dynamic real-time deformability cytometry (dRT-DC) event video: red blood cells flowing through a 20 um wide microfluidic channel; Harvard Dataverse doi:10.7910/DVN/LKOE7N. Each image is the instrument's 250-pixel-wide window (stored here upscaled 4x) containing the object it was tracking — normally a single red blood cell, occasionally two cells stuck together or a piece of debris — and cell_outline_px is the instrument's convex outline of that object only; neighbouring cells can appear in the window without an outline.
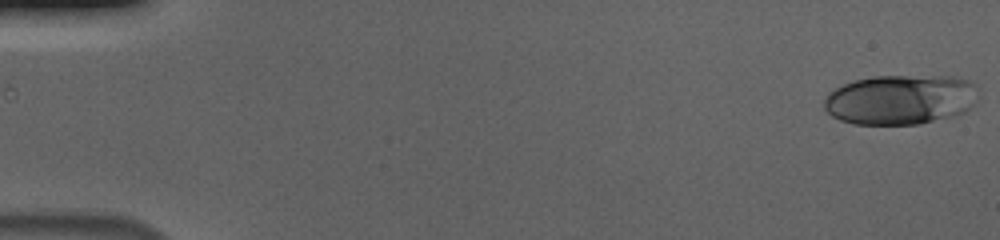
{"species": "human", "species_latin": "Homo sapiens", "temperature_condition": "cold", "stored_images_in_passage": 51, "camera_frame_rate_fps": 3000, "um_per_image_px": 0.085, "donor": {"sex": "male"}, "frame": {"image": 1, "passage_image": 1, "time_ms": 0.0, "image_size_px": [1000, 240], "cell_outline_px": [[980, 96], [976, 104], [964, 112], [920, 124], [852, 124], [840, 120], [832, 116], [824, 108], [824, 100], [828, 92], [844, 84], [856, 80], [872, 76], [956, 76], [968, 80], [976, 84]], "centroid_in_image_um": [76.58, 8.45], "position_along_channel_um": 8.4, "area_um2": 45.26}}
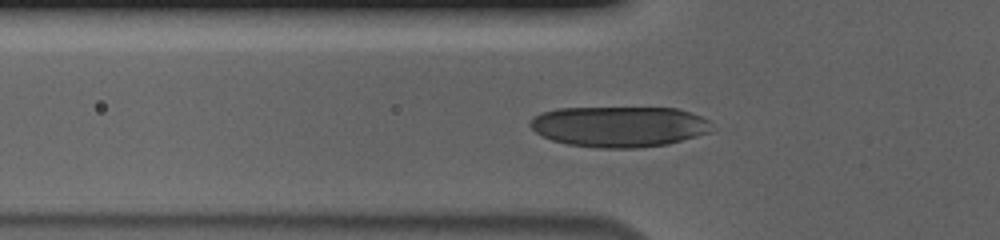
{"frame": {"image": 2, "passage_image": 19, "time_ms": 6.0, "image_size_px": [1000, 240], "cell_outline_px": [[712, 132], [668, 144], [640, 148], [596, 148], [568, 144], [552, 140], [536, 132], [528, 124], [532, 116], [540, 112], [556, 108], [676, 108], [700, 116], [708, 120]], "centroid_in_image_um": [52.6, 10.76], "position_along_channel_um": 73.2, "area_um2": 43.23}}
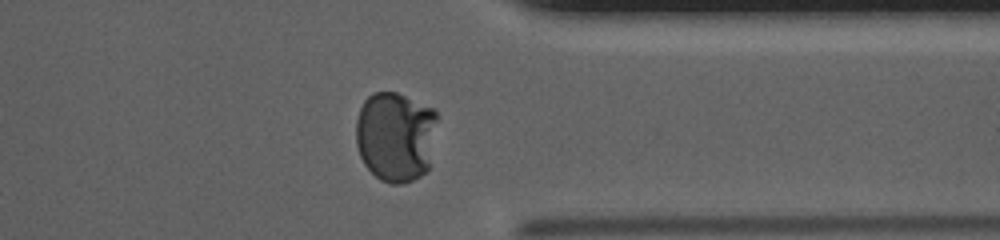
{"frame": {"image": 3, "passage_image": 45, "time_ms": 14.667, "image_size_px": [1000, 240], "cell_outline_px": [[436, 120], [428, 172], [412, 180], [400, 184], [392, 184], [380, 180], [364, 164], [360, 156], [356, 144], [356, 120], [360, 108], [364, 100], [372, 92], [396, 92], [436, 108]], "centroid_in_image_um": [33.61, 11.59], "position_along_channel_um": 377.8, "area_um2": 43.12}, "authors_computed_cell_mechanics": {"area_um2": 42.7142, "velocity_mm_per_s": 3.5887, "shape_relaxation_time_tau1_ms": 6.3616, "shape_relaxation_time_tau2_ms": null, "deformation_change_tau1": 0.2229, "deformation_change_tau2": null}}